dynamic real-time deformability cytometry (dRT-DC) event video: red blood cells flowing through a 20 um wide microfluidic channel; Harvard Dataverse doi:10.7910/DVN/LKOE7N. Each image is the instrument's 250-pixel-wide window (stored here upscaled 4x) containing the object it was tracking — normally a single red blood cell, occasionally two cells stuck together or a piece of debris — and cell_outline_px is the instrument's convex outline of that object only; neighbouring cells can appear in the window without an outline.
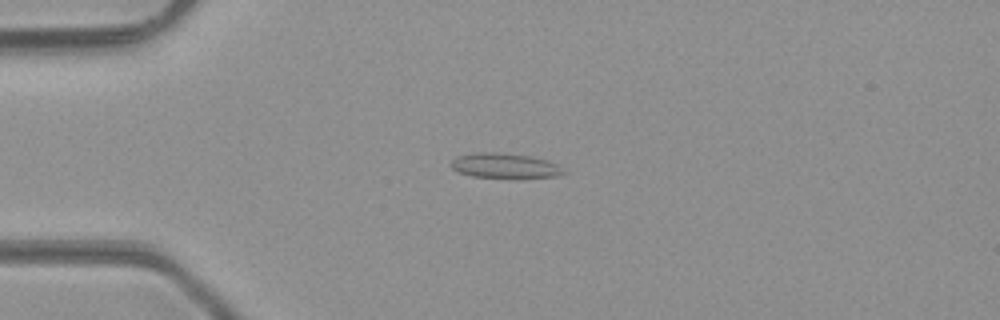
{"species": "common noctule bat (a hibernating species)", "species_latin": "Nyctalus noctula", "temperature_condition": "room temperature", "stored_images_in_passage": 44, "camera_frame_rate_fps": 3000, "um_per_image_px": 0.085, "animal": {"sex": "male", "body_mass_g": 23.1, "forearm_length_mm": 52.7}, "frame": {"image": 1, "passage_image": 8, "time_ms": 2.333, "image_size_px": [1000, 320], "cell_outline_px": [[568, 172], [556, 176], [512, 180], [472, 176], [460, 172], [452, 168], [452, 160], [456, 156], [476, 152], [500, 152], [532, 156], [548, 160], [556, 164]], "centroid_in_image_um": [42.96, 14.11], "position_along_channel_um": 42.0, "area_um2": 17.05}}
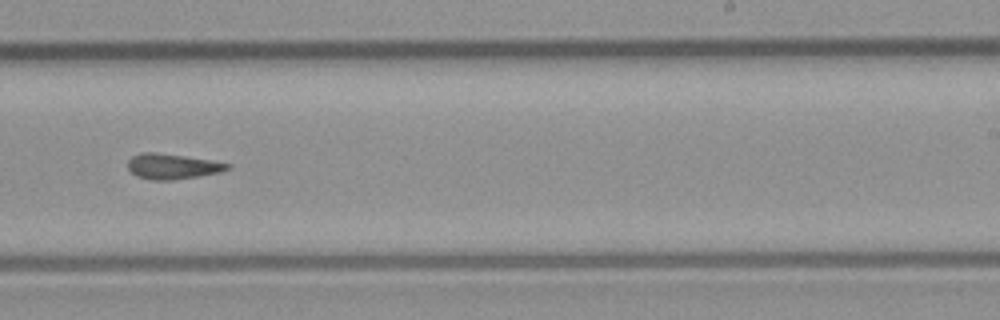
{"frame": {"image": 2, "passage_image": 26, "time_ms": 8.333, "image_size_px": [1000, 320], "cell_outline_px": [[232, 168], [220, 172], [200, 176], [172, 180], [152, 180], [136, 176], [128, 168], [128, 160], [132, 156], [140, 152], [156, 152], [212, 160], [232, 164]], "centroid_in_image_um": [14.67, 14.14], "position_along_channel_um": 274.3, "area_um2": 14.85}}
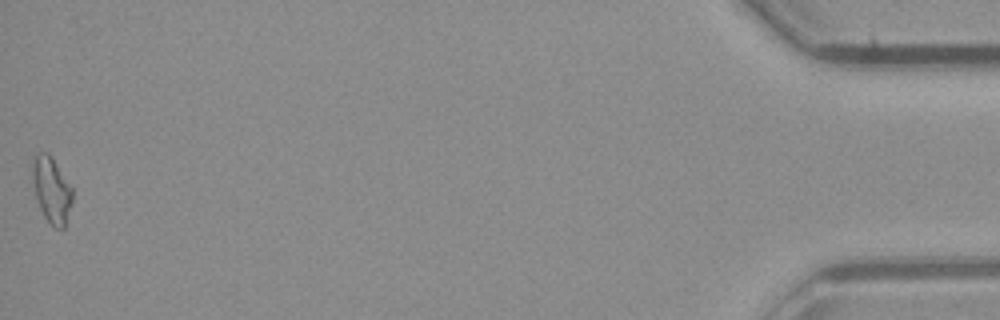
{"frame": {"image": 3, "passage_image": 44, "time_ms": 14.333, "image_size_px": [1000, 320], "cell_outline_px": [[72, 204], [64, 228], [56, 228], [44, 216], [36, 200], [32, 176], [32, 168], [36, 156], [40, 152], [48, 152], [72, 188]], "centroid_in_image_um": [4.39, 16.16], "position_along_channel_um": 430.8, "area_um2": 14.97}, "authors_computed_cell_mechanics": {"area_um2": 14.739, "velocity_mm_per_s": 4.3157, "shape_relaxation_time_tau1_ms": null, "shape_relaxation_time_tau2_ms": 5.0646, "deformation_change_tau1": null, "deformation_change_tau2": 0.1457}}